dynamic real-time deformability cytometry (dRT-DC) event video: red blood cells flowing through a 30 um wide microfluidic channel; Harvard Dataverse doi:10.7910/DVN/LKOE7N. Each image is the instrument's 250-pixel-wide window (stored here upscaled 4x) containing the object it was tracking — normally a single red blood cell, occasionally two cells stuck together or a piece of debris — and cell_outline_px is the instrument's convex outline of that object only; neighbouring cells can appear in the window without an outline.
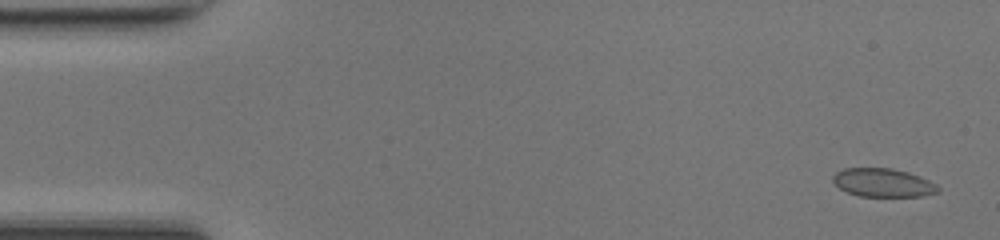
{"species": "common noctule bat (a hibernating species)", "species_latin": "Nyctalus noctula", "temperature_condition": "room temperature", "stored_images_in_passage": 49, "camera_frame_rate_fps": 3000, "um_per_image_px": 0.085, "animal": {"sex": "female", "body_mass_g": 17.0, "forearm_length_mm": 48.0}, "frame": {"image": 1, "passage_image": 2, "time_ms": 0.333, "image_size_px": [1000, 240], "cell_outline_px": [[940, 188], [936, 192], [920, 196], [860, 196], [848, 192], [840, 188], [832, 180], [832, 176], [836, 172], [844, 168], [892, 168], [908, 172], [920, 176], [936, 184]], "centroid_in_image_um": [75.04, 15.51], "position_along_channel_um": 10.0, "area_um2": 17.28}}
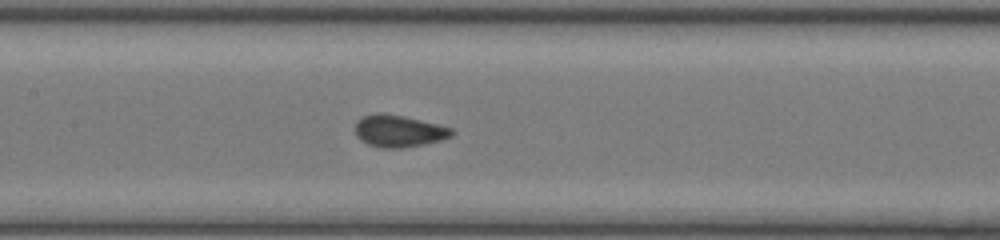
{"frame": {"image": 2, "passage_image": 23, "time_ms": 7.333, "image_size_px": [1000, 240], "cell_outline_px": [[456, 132], [452, 136], [440, 140], [400, 148], [380, 148], [368, 144], [360, 140], [356, 136], [356, 120], [364, 116], [376, 112], [400, 116], [420, 120], [452, 128]], "centroid_in_image_um": [33.87, 11.14], "position_along_channel_um": 173.5, "area_um2": 17.74}}
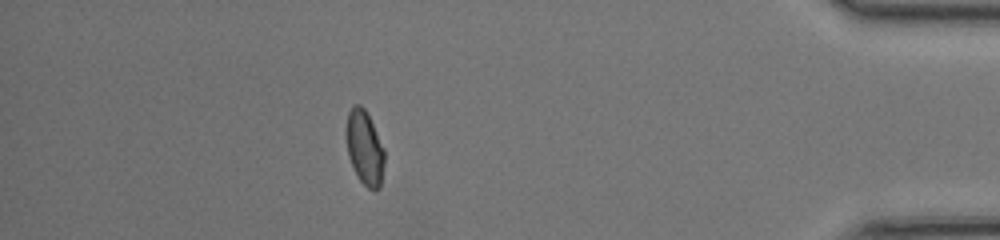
{"frame": {"image": 3, "passage_image": 43, "time_ms": 14.0, "image_size_px": [1000, 240], "cell_outline_px": [[384, 164], [380, 188], [368, 188], [360, 180], [348, 156], [348, 112], [352, 104], [360, 104], [364, 108], [384, 148]], "centroid_in_image_um": [31.02, 12.55], "position_along_channel_um": 404.2, "area_um2": 15.9}, "authors_computed_cell_mechanics": {"area_um2": 17.2822, "velocity_mm_per_s": 4.234, "shape_relaxation_time_tau1_ms": 2.5983, "shape_relaxation_time_tau2_ms": null, "deformation_change_tau1": 0.0877, "deformation_change_tau2": null}}